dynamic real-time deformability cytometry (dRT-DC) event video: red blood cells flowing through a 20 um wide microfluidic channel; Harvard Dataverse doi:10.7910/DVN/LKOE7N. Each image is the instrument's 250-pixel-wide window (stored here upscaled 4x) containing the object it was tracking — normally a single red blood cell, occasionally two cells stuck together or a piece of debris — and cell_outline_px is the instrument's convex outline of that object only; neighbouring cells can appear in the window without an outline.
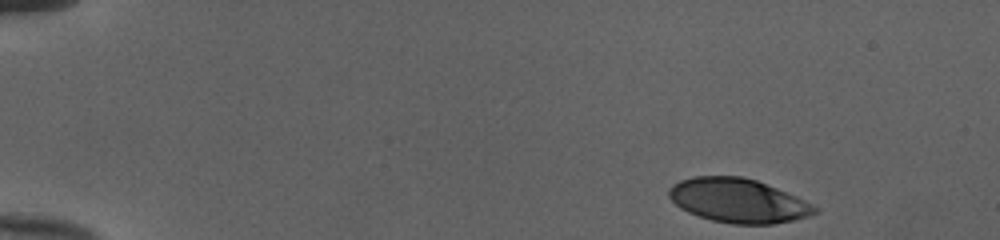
{"species": "human", "species_latin": "Homo sapiens", "temperature_condition": "cold", "stored_images_in_passage": 46, "camera_frame_rate_fps": 3000, "um_per_image_px": 0.085, "donor": {"sex": "female"}, "frame": {"image": 1, "passage_image": 1, "time_ms": 0.0, "image_size_px": [1000, 240], "cell_outline_px": [[820, 212], [812, 216], [772, 224], [732, 224], [712, 220], [688, 212], [680, 208], [668, 196], [668, 188], [672, 184], [680, 180], [692, 176], [744, 176], [756, 180], [796, 196], [820, 208]], "centroid_in_image_um": [62.75, 17.05], "position_along_channel_um": 22.2, "area_um2": 37.63}}
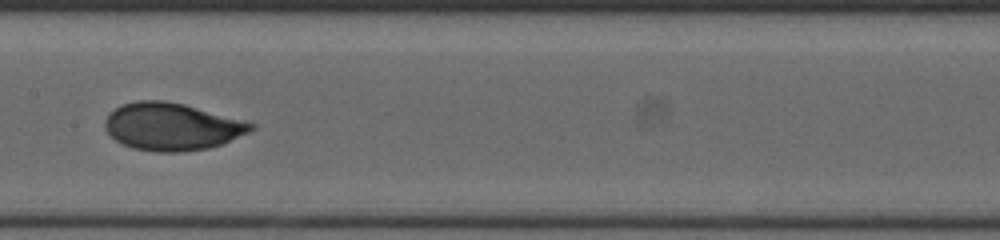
{"frame": {"image": 2, "passage_image": 23, "time_ms": 7.333, "image_size_px": [1000, 240], "cell_outline_px": [[256, 128], [224, 144], [208, 148], [184, 152], [156, 152], [132, 148], [116, 140], [104, 128], [104, 120], [108, 112], [124, 104], [136, 100], [164, 100], [184, 104], [256, 124]], "centroid_in_image_um": [14.59, 10.77], "position_along_channel_um": 192.8, "area_um2": 40.4}}
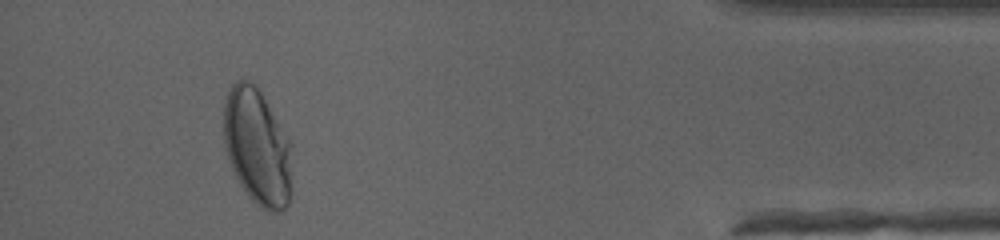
{"frame": {"image": 3, "passage_image": 43, "time_ms": 14.0, "image_size_px": [1000, 240], "cell_outline_px": [[292, 144], [288, 204], [280, 212], [268, 212], [256, 204], [248, 196], [240, 184], [232, 168], [224, 148], [224, 104], [228, 92], [232, 84], [236, 80], [248, 80], [256, 84]], "centroid_in_image_um": [21.85, 12.47], "position_along_channel_um": 413.3, "area_um2": 46.24}, "authors_computed_cell_mechanics": {"area_um2": 39.593, "velocity_mm_per_s": 3.9981, "shape_relaxation_time_tau1_ms": 3.8923, "shape_relaxation_time_tau2_ms": null, "deformation_change_tau1": 0.1917, "deformation_change_tau2": null}}